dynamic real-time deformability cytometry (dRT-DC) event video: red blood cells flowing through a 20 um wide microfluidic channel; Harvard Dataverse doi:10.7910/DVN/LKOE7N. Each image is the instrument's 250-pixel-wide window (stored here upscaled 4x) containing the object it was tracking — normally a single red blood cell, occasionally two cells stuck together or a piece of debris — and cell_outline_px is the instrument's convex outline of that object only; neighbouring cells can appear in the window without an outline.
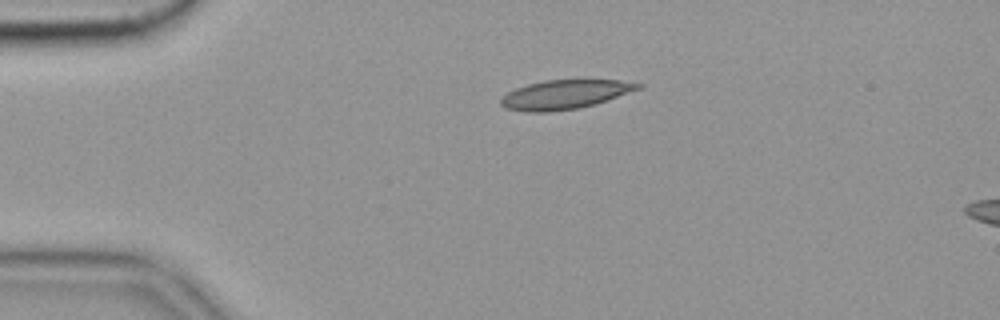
{"species": "common noctule bat (a hibernating species)", "species_latin": "Nyctalus noctula", "temperature_condition": "cold", "stored_images_in_passage": 52, "camera_frame_rate_fps": 3000, "um_per_image_px": 0.085, "animal": {"sex": "female", "body_mass_g": 19.9}, "frame": {"image": 1, "passage_image": 8, "time_ms": 2.333, "image_size_px": [1000, 320], "cell_outline_px": [[644, 84], [640, 88], [580, 108], [548, 112], [524, 112], [504, 108], [500, 104], [500, 96], [516, 88], [528, 84], [544, 80], [580, 76], [620, 80]], "centroid_in_image_um": [47.98, 7.97], "position_along_channel_um": 37.0, "area_um2": 24.16}}
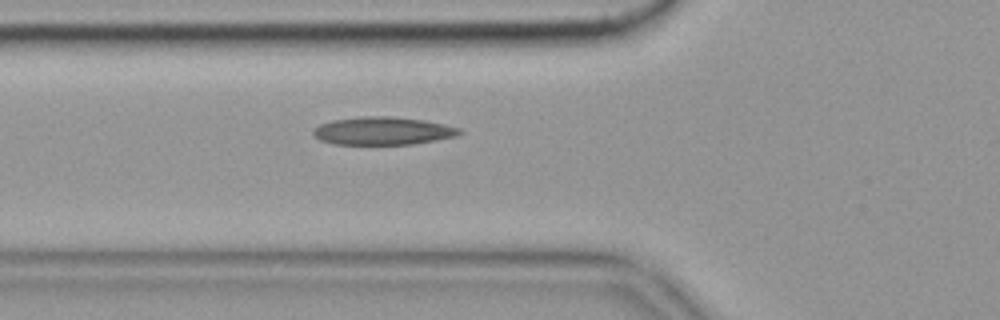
{"frame": {"image": 2, "passage_image": 16, "time_ms": 5.0, "image_size_px": [1000, 320], "cell_outline_px": [[464, 132], [456, 136], [436, 140], [412, 144], [332, 144], [320, 140], [312, 132], [312, 128], [320, 124], [332, 120], [364, 116], [392, 116], [424, 120], [444, 124], [460, 128]], "centroid_in_image_um": [32.54, 11.12], "position_along_channel_um": 93.3, "area_um2": 23.87}, "authors_computed_cell_mechanics": {"area_um2": 23.2067, "velocity_mm_per_s": 3.5212, "shape_relaxation_time_tau1_ms": null, "shape_relaxation_time_tau2_ms": 3.6619, "deformation_change_tau1": null, "deformation_change_tau2": 0.1083}}